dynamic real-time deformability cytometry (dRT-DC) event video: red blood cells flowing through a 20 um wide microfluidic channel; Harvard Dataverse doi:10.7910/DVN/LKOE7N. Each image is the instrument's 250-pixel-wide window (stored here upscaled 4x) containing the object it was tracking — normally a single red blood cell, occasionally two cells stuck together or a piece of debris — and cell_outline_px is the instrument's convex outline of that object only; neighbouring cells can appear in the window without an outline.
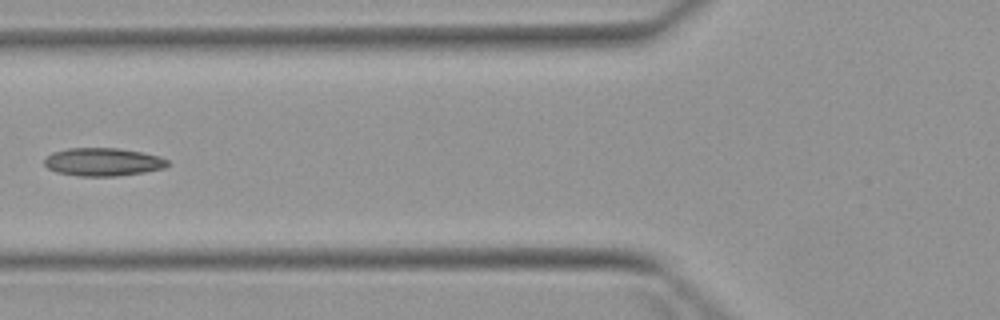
{"species": "Egyptian fruit bat (a non-hibernating species)", "species_latin": "Rousettus aegyptiacus", "temperature_condition": "warm", "stored_images_in_passage": 7, "segment_of_instrument_passage": [2, 2], "camera_frame_rate_fps": 3000, "um_per_image_px": 0.085, "animal": {"sex": "female"}, "frame": {"image": 1, "passage_image": 6, "time_ms": 6.0, "image_size_px": [1000, 320], "cell_outline_px": [[168, 164], [164, 168], [144, 172], [116, 176], [80, 176], [56, 172], [48, 168], [44, 164], [44, 160], [52, 152], [68, 148], [116, 148], [140, 152], [160, 156], [168, 160]], "centroid_in_image_um": [8.74, 13.76], "position_along_channel_um": 117.1, "area_um2": 20.06}}
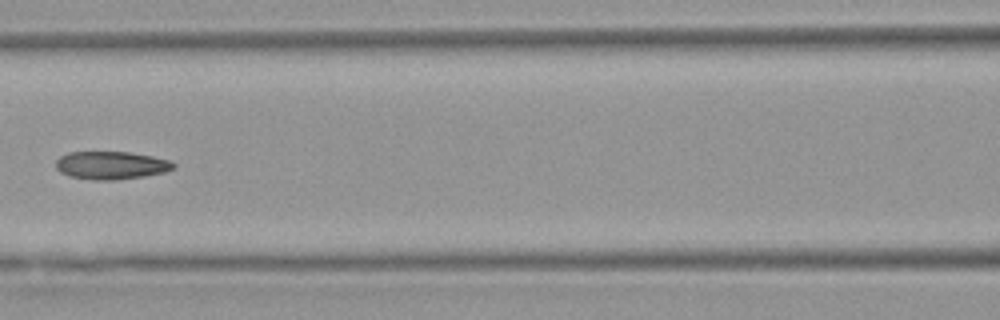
{"frame": {"image": 2, "passage_image": 7, "time_ms": 7.0, "image_size_px": [1000, 320], "cell_outline_px": [[176, 168], [164, 172], [144, 176], [116, 180], [92, 180], [68, 176], [60, 172], [56, 168], [56, 160], [60, 156], [68, 152], [128, 152], [152, 156], [168, 160], [176, 164]], "centroid_in_image_um": [9.43, 14.05], "position_along_channel_um": 157.2, "area_um2": 19.25}}